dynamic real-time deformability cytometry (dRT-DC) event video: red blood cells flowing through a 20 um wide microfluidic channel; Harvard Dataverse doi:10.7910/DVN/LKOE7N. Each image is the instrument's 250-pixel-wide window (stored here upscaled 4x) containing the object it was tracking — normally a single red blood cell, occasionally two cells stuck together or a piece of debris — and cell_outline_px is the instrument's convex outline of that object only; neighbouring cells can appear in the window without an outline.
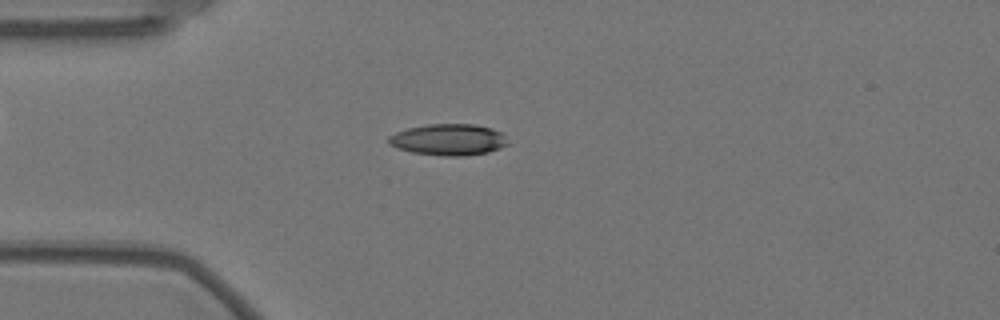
{"species": "Egyptian fruit bat (a non-hibernating species)", "species_latin": "Rousettus aegyptiacus", "temperature_condition": "warm", "stored_images_in_passage": 57, "camera_frame_rate_fps": 3000, "um_per_image_px": 0.085, "animal": {"sex": "female"}, "frame": {"image": 1, "passage_image": 15, "time_ms": 4.667, "image_size_px": [1000, 320], "cell_outline_px": [[508, 144], [500, 148], [488, 152], [460, 156], [444, 156], [412, 152], [396, 148], [388, 144], [388, 136], [396, 132], [408, 128], [428, 124], [472, 124], [492, 128], [500, 132], [504, 136]], "centroid_in_image_um": [38.09, 11.87], "position_along_channel_um": 46.9, "area_um2": 21.73}}
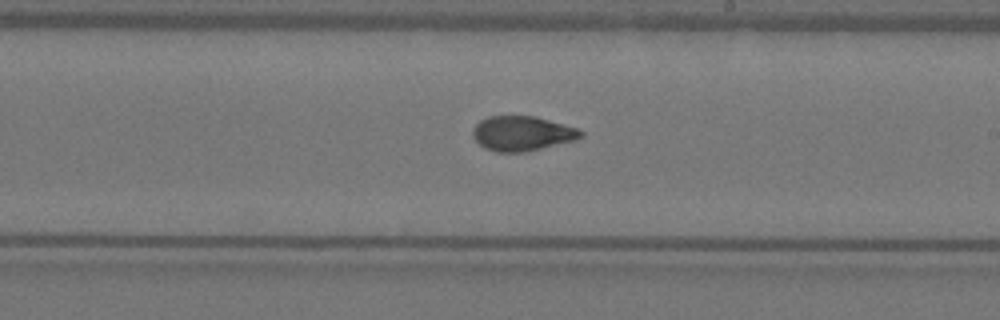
{"frame": {"image": 2, "passage_image": 33, "time_ms": 10.667, "image_size_px": [1000, 320], "cell_outline_px": [[584, 136], [576, 140], [524, 152], [496, 152], [484, 148], [472, 136], [472, 128], [480, 120], [488, 116], [536, 116], [576, 128], [584, 132]], "centroid_in_image_um": [44.36, 11.34], "position_along_channel_um": 244.6, "area_um2": 21.91}}
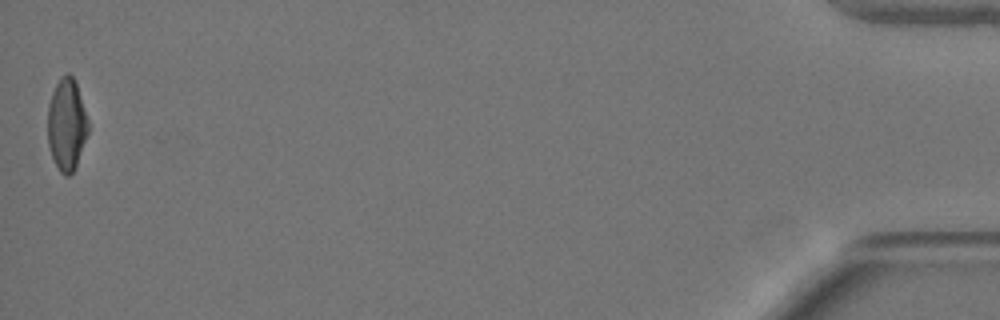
{"frame": {"image": 3, "passage_image": 57, "time_ms": 18.667, "image_size_px": [1000, 320], "cell_outline_px": [[88, 132], [76, 164], [72, 172], [68, 176], [64, 176], [60, 172], [52, 156], [48, 144], [48, 104], [52, 92], [60, 76], [68, 72], [76, 80], [88, 120]], "centroid_in_image_um": [5.66, 10.53], "position_along_channel_um": 429.5, "area_um2": 21.62}, "authors_computed_cell_mechanics": {"area_um2": 21.7328, "velocity_mm_per_s": 3.5225, "shape_relaxation_time_tau1_ms": 6.5674, "shape_relaxation_time_tau2_ms": 1.8557, "deformation_change_tau1": 0.1982, "deformation_change_tau2": 0.0778}}